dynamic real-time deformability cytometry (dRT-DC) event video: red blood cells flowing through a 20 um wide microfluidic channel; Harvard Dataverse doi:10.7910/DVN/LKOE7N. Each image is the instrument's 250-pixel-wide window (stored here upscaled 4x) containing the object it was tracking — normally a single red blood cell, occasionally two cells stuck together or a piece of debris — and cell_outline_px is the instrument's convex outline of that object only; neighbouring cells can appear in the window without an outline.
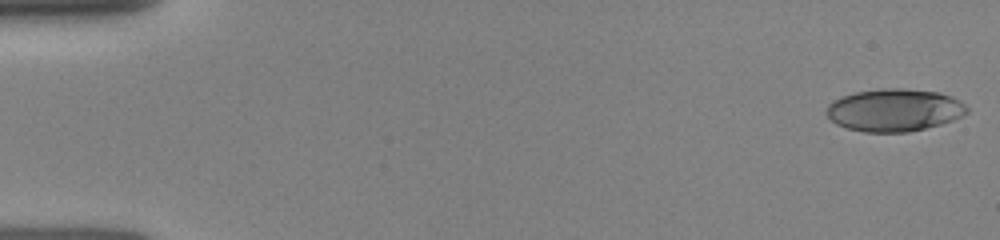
{"species": "human", "species_latin": "Homo sapiens", "temperature_condition": "room temperature", "stored_images_in_passage": 20, "camera_frame_rate_fps": 3000, "um_per_image_px": 0.085, "donor": {"sex": "female"}, "frame": {"image": 1, "passage_image": 1, "time_ms": 0.0, "image_size_px": [1000, 240], "cell_outline_px": [[968, 112], [964, 116], [940, 124], [908, 132], [864, 132], [848, 128], [836, 124], [824, 112], [828, 104], [832, 100], [856, 92], [884, 88], [904, 88], [940, 92], [952, 96], [960, 100], [968, 108]], "centroid_in_image_um": [76.03, 9.35], "position_along_channel_um": 9.0, "area_um2": 34.97}}
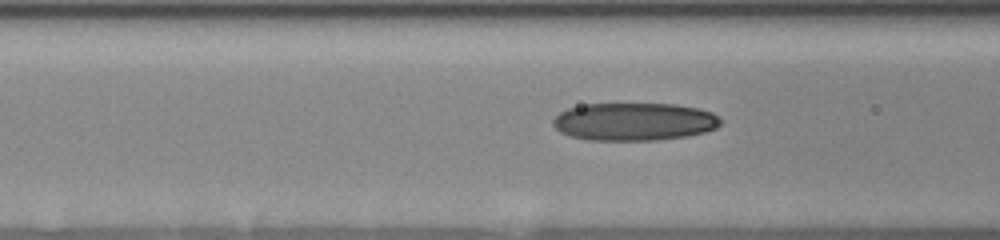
{"frame": {"image": 2, "passage_image": 18, "time_ms": 6.0, "image_size_px": [1000, 240], "cell_outline_px": [[724, 120], [716, 128], [704, 132], [688, 136], [656, 140], [588, 140], [568, 136], [560, 132], [552, 124], [552, 120], [560, 112], [568, 108], [584, 104], [676, 104], [696, 108], [712, 112]], "centroid_in_image_um": [53.9, 10.34], "position_along_channel_um": 112.7, "area_um2": 37.17}}
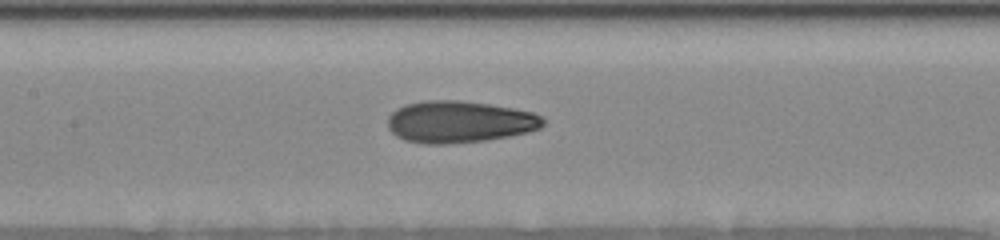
{"frame": {"image": 3, "passage_image": 20, "time_ms": 7.333, "image_size_px": [1000, 240], "cell_outline_px": [[544, 124], [540, 128], [528, 132], [508, 136], [484, 140], [444, 144], [424, 144], [404, 140], [396, 136], [388, 128], [388, 116], [396, 108], [404, 104], [424, 100], [460, 100], [488, 104], [512, 108], [532, 112], [540, 116], [544, 120]], "centroid_in_image_um": [39.0, 10.35], "position_along_channel_um": 168.4, "area_um2": 37.92}}